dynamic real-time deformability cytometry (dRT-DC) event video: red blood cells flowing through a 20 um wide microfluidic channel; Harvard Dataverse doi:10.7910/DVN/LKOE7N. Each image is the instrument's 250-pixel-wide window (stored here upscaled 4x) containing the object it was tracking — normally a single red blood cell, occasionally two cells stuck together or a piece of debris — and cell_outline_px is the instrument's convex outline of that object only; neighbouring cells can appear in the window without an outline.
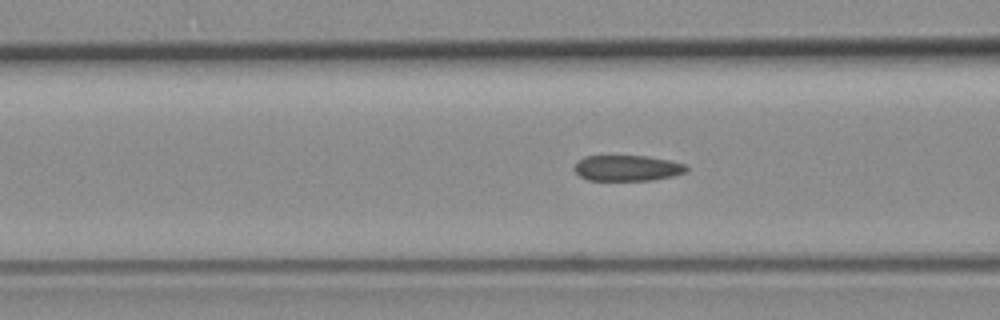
{"species": "common noctule bat (a hibernating species)", "species_latin": "Nyctalus noctula", "temperature_condition": "room temperature", "stored_images_in_passage": 56, "camera_frame_rate_fps": 3000, "um_per_image_px": 0.085, "animal": {"sex": "female", "body_mass_g": 19.3, "forearm_length_mm": 54.1}, "frame": {"image": 1, "passage_image": 21, "time_ms": 6.667, "image_size_px": [1000, 320], "cell_outline_px": [[688, 168], [684, 172], [672, 176], [652, 180], [588, 180], [580, 176], [572, 168], [584, 156], [648, 156], [668, 160], [684, 164]], "centroid_in_image_um": [53.29, 14.28], "position_along_channel_um": 113.3, "area_um2": 16.65}}
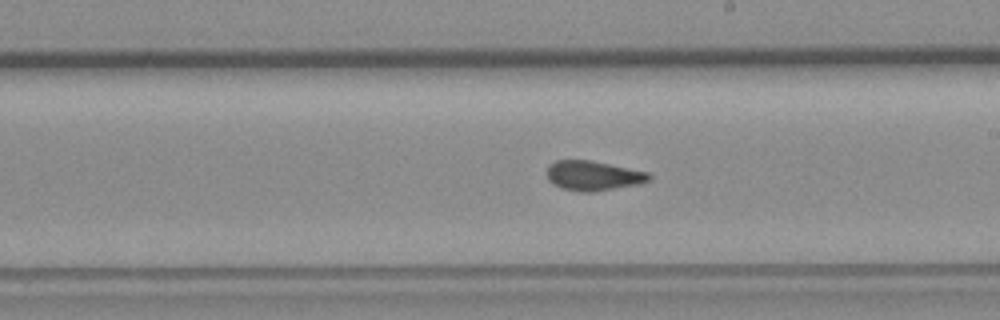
{"frame": {"image": 2, "passage_image": 31, "time_ms": 10.0, "image_size_px": [1000, 320], "cell_outline_px": [[652, 176], [648, 180], [640, 184], [592, 192], [580, 192], [560, 188], [552, 184], [548, 180], [548, 164], [556, 160], [592, 160], [648, 172]], "centroid_in_image_um": [50.4, 14.93], "position_along_channel_um": 238.6, "area_um2": 17.8}}
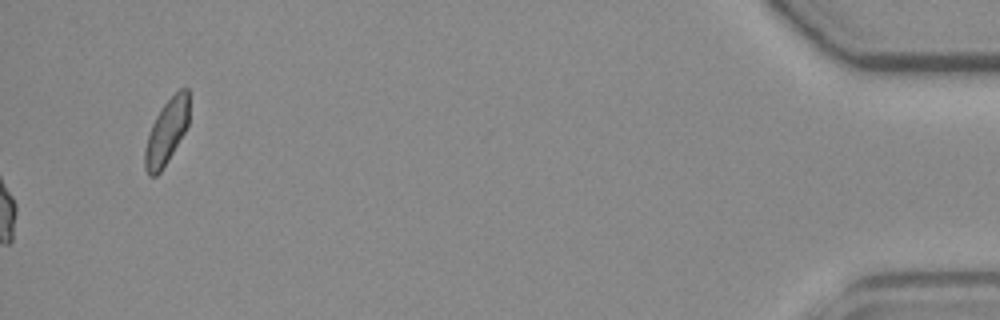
{"frame": {"image": 3, "passage_image": 56, "time_ms": 18.333, "image_size_px": [1000, 320], "cell_outline_px": [[188, 124], [184, 132], [168, 160], [160, 172], [156, 176], [148, 176], [144, 168], [144, 152], [148, 136], [152, 124], [160, 108], [180, 88], [188, 88]], "centroid_in_image_um": [14.13, 11.23], "position_along_channel_um": 421.1, "area_um2": 16.47}, "authors_computed_cell_mechanics": {"area_um2": 17.7446, "velocity_mm_per_s": 3.7576, "shape_relaxation_time_tau1_ms": null, "shape_relaxation_time_tau2_ms": 1.5825, "deformation_change_tau1": null, "deformation_change_tau2": 0.0662}}